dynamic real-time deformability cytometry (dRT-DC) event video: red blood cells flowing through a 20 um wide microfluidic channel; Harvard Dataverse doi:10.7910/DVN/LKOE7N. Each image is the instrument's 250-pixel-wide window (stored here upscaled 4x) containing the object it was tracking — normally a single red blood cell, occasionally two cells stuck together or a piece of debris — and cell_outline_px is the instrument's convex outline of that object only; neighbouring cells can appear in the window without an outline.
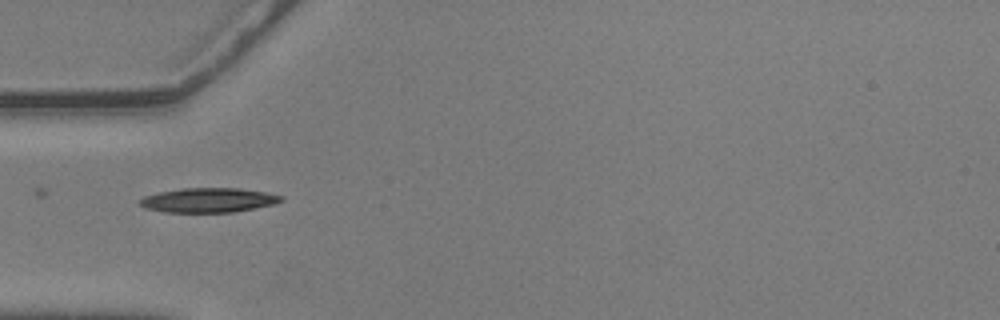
{"species": "common noctule bat (a hibernating species)", "species_latin": "Nyctalus noctula", "temperature_condition": "warm", "stored_images_in_passage": 39, "camera_frame_rate_fps": 3000, "um_per_image_px": 0.085, "animal": {"sex": "male", "body_mass_g": 20.5, "forearm_length_mm": 52.5}, "frame": {"image": 1, "passage_image": 1, "time_ms": 0.0, "image_size_px": [1000, 320], "cell_outline_px": [[284, 200], [276, 204], [232, 212], [164, 212], [144, 208], [140, 204], [140, 200], [144, 196], [160, 192], [184, 188], [240, 188], [268, 192], [284, 196]], "centroid_in_image_um": [17.77, 17.01], "position_along_channel_um": 67.2, "area_um2": 20.23}}
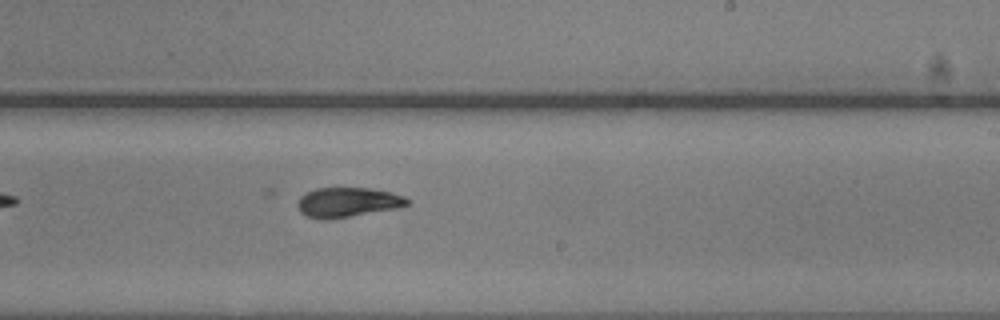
{"frame": {"image": 2, "passage_image": 17, "time_ms": 5.333, "image_size_px": [1000, 320], "cell_outline_px": [[408, 204], [400, 208], [328, 220], [324, 220], [308, 216], [300, 212], [296, 204], [300, 196], [316, 188], [368, 188], [388, 192], [404, 196], [408, 200]], "centroid_in_image_um": [29.53, 17.21], "position_along_channel_um": 259.5, "area_um2": 18.96}}
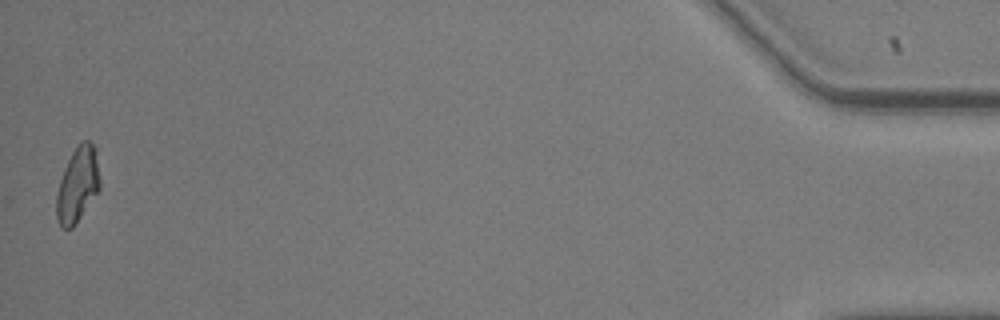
{"frame": {"image": 3, "passage_image": 39, "time_ms": 12.667, "image_size_px": [1000, 320], "cell_outline_px": [[100, 188], [72, 228], [60, 228], [56, 216], [56, 196], [60, 180], [64, 168], [72, 152], [84, 140], [88, 140], [96, 148], [100, 180]], "centroid_in_image_um": [6.59, 15.7], "position_along_channel_um": 428.6, "area_um2": 18.79}}